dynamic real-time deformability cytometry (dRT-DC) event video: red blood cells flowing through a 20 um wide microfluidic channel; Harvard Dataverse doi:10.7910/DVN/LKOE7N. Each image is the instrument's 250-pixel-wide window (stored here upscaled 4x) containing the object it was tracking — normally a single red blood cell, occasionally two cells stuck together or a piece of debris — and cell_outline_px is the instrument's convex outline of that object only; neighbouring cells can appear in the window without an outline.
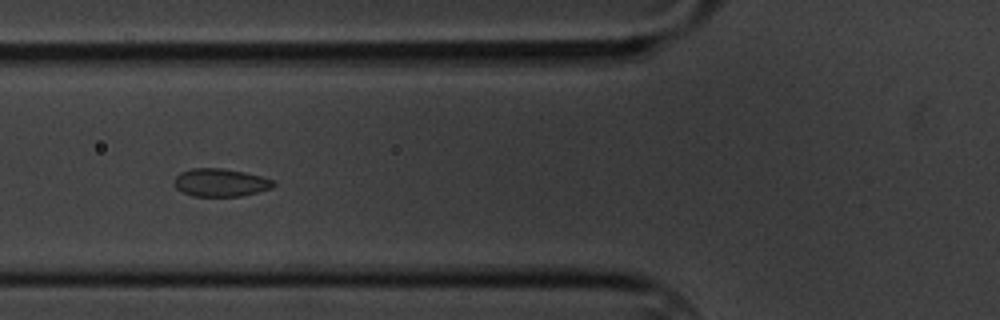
{"species": "common noctule bat (a hibernating species)", "species_latin": "Nyctalus noctula", "temperature_condition": "cold", "stored_images_in_passage": 8, "camera_frame_rate_fps": 3000, "um_per_image_px": 0.085, "animal": {"sex": "male", "body_mass_g": 20.1, "forearm_length_mm": 53.5}, "frame": {"image": 1, "passage_image": 5, "time_ms": 5.333, "image_size_px": [1000, 320], "cell_outline_px": [[276, 184], [272, 188], [240, 196], [192, 196], [176, 188], [172, 184], [172, 180], [180, 172], [192, 168], [220, 168], [244, 172], [264, 176], [276, 180]], "centroid_in_image_um": [18.75, 15.51], "position_along_channel_um": 107.1, "area_um2": 16.36}}
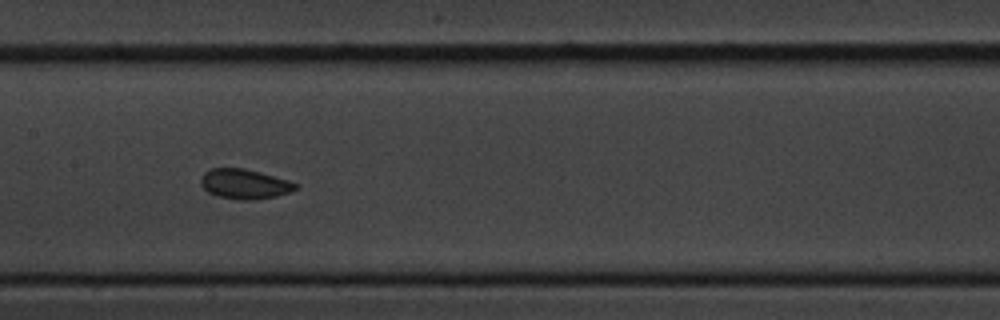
{"frame": {"image": 2, "passage_image": 7, "time_ms": 7.667, "image_size_px": [1000, 320], "cell_outline_px": [[300, 184], [296, 188], [288, 192], [276, 196], [252, 200], [240, 200], [216, 196], [208, 192], [200, 184], [200, 180], [204, 172], [212, 168], [244, 168], [260, 172], [288, 180]], "centroid_in_image_um": [20.77, 15.64], "position_along_channel_um": 186.6, "area_um2": 16.47}}
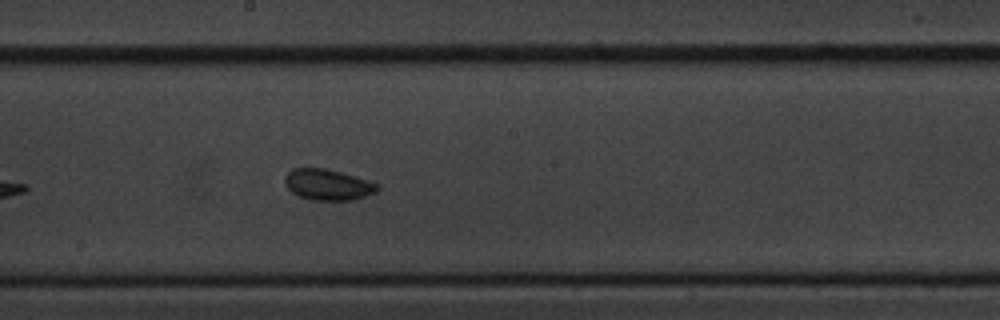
{"frame": {"image": 3, "passage_image": 8, "time_ms": 8.667, "image_size_px": [1000, 320], "cell_outline_px": [[380, 188], [376, 192], [352, 200], [312, 200], [296, 196], [284, 184], [284, 176], [292, 168], [324, 168], [340, 172], [380, 184]], "centroid_in_image_um": [27.83, 15.7], "position_along_channel_um": 220.4, "area_um2": 16.76}}